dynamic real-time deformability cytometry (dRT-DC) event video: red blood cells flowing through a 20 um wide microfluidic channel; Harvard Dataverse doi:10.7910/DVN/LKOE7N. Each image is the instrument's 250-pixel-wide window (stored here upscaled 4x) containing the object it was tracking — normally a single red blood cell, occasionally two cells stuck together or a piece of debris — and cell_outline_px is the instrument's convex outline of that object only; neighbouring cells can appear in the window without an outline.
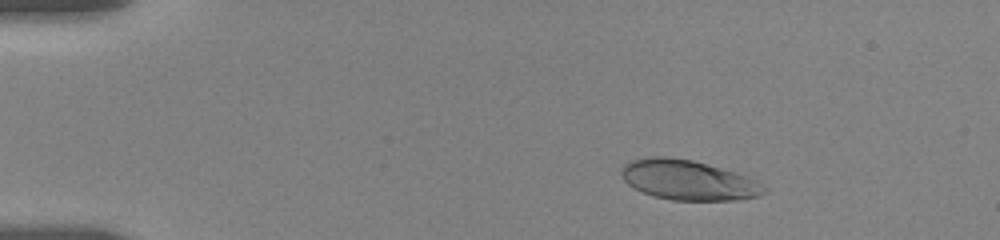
{"species": "human", "species_latin": "Homo sapiens", "temperature_condition": "room temperature", "stored_images_in_passage": 48, "camera_frame_rate_fps": 3000, "um_per_image_px": 0.085, "donor": {"sex": "female"}, "frame": {"image": 1, "passage_image": 1, "time_ms": 0.0, "image_size_px": [1000, 240], "cell_outline_px": [[768, 192], [760, 196], [736, 200], [672, 200], [652, 196], [628, 184], [624, 180], [620, 172], [620, 168], [628, 160], [652, 156], [664, 156], [692, 160], [736, 172], [748, 176], [768, 188]], "centroid_in_image_um": [58.51, 15.3], "position_along_channel_um": 26.5, "area_um2": 33.41}}
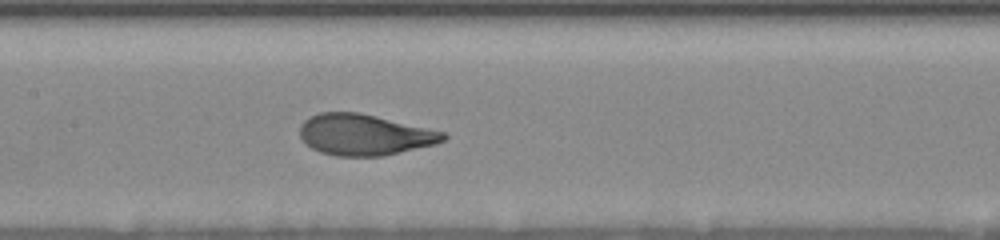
{"frame": {"image": 2, "passage_image": 20, "time_ms": 6.333, "image_size_px": [1000, 240], "cell_outline_px": [[448, 136], [444, 140], [436, 144], [384, 156], [336, 156], [320, 152], [312, 148], [300, 136], [300, 124], [304, 120], [320, 112], [356, 112], [444, 132]], "centroid_in_image_um": [30.96, 11.46], "position_along_channel_um": 176.4, "area_um2": 33.93}}
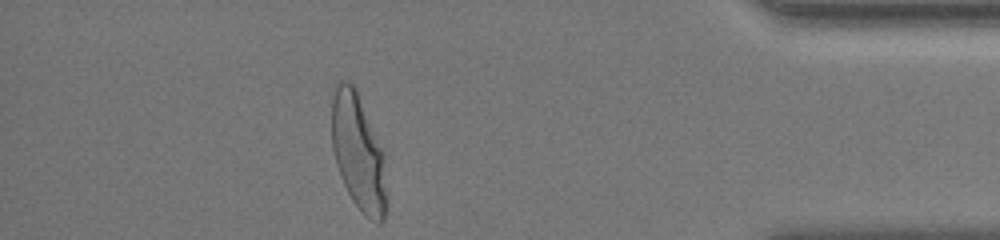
{"frame": {"image": 3, "passage_image": 42, "time_ms": 13.667, "image_size_px": [1000, 240], "cell_outline_px": [[388, 200], [384, 220], [380, 224], [364, 216], [352, 200], [344, 184], [336, 164], [332, 148], [332, 100], [336, 84], [340, 80], [344, 80], [352, 84], [356, 88], [384, 152]], "centroid_in_image_um": [30.49, 13.0], "position_along_channel_um": 404.7, "area_um2": 37.69}, "authors_computed_cell_mechanics": {"area_um2": 34.9401, "velocity_mm_per_s": 3.6052, "shape_relaxation_time_tau1_ms": 3.7077, "shape_relaxation_time_tau2_ms": null, "deformation_change_tau1": 0.1804, "deformation_change_tau2": null}}